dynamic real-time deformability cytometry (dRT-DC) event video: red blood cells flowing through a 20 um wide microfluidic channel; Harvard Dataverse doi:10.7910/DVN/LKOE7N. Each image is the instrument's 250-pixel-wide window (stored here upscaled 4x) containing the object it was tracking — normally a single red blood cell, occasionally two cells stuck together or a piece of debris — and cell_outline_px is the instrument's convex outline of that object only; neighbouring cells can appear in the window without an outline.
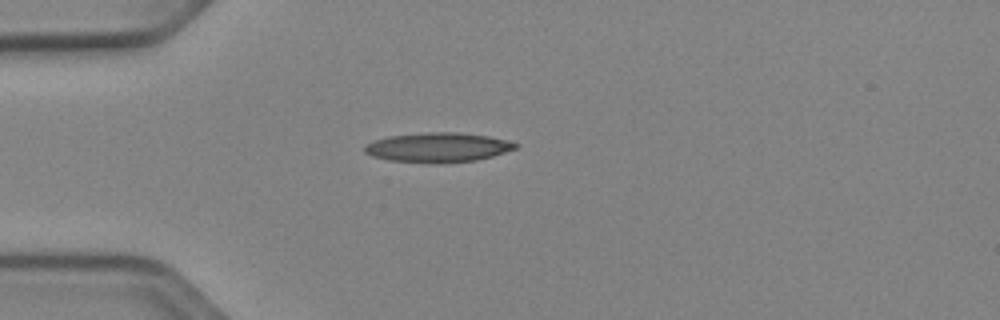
{"species": "Egyptian fruit bat (a non-hibernating species)", "species_latin": "Rousettus aegyptiacus", "temperature_condition": "cold", "stored_images_in_passage": 39, "camera_frame_rate_fps": 3000, "um_per_image_px": 0.085, "animal": {"sex": "female"}, "frame": {"image": 1, "passage_image": 1, "time_ms": 0.0, "image_size_px": [1000, 320], "cell_outline_px": [[516, 148], [492, 156], [476, 160], [440, 164], [436, 164], [388, 160], [372, 156], [364, 152], [364, 148], [368, 144], [376, 140], [388, 136], [428, 132], [456, 132], [488, 136], [504, 140], [516, 144]], "centroid_in_image_um": [37.18, 12.54], "position_along_channel_um": 47.8, "area_um2": 25.78}}
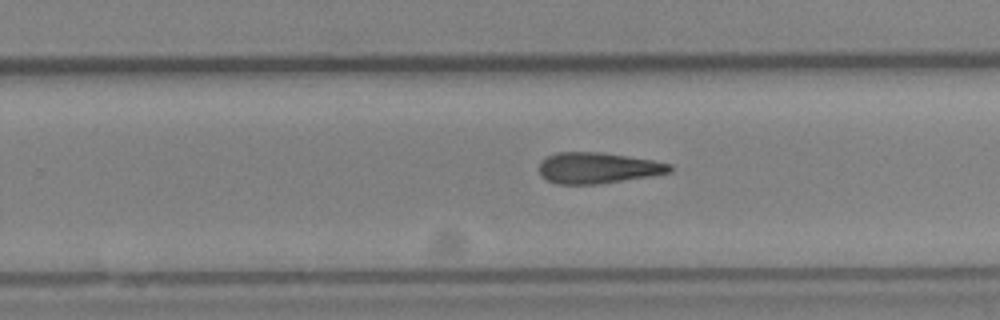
{"frame": {"image": 2, "passage_image": 20, "time_ms": 6.333, "image_size_px": [1000, 320], "cell_outline_px": [[672, 172], [648, 176], [596, 184], [556, 184], [548, 180], [540, 172], [540, 164], [548, 156], [556, 152], [600, 152], [652, 160], [672, 164]], "centroid_in_image_um": [50.83, 14.27], "position_along_channel_um": 279.0, "area_um2": 23.18}}
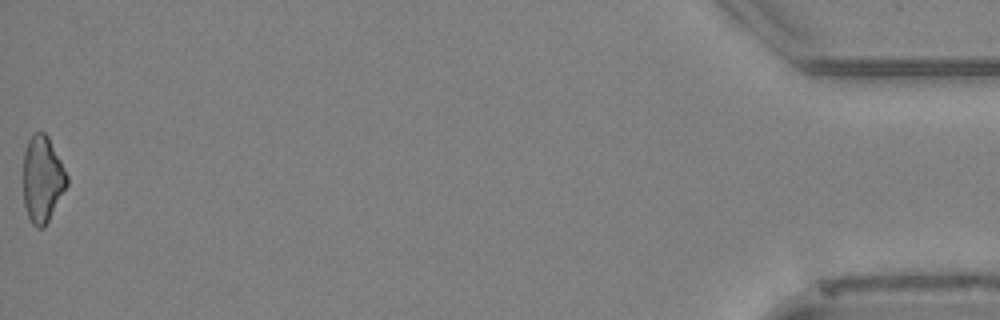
{"frame": {"image": 3, "passage_image": 39, "time_ms": 12.667, "image_size_px": [1000, 320], "cell_outline_px": [[68, 184], [44, 228], [36, 228], [32, 224], [28, 216], [24, 204], [24, 152], [28, 140], [32, 132], [44, 132], [48, 136], [68, 176]], "centroid_in_image_um": [3.6, 15.22], "position_along_channel_um": 431.6, "area_um2": 21.85}, "authors_computed_cell_mechanics": {"area_um2": 23.5824, "velocity_mm_per_s": 3.9327, "shape_relaxation_time_tau1_ms": null, "shape_relaxation_time_tau2_ms": 9.4043, "deformation_change_tau1": null, "deformation_change_tau2": 0.2543}}